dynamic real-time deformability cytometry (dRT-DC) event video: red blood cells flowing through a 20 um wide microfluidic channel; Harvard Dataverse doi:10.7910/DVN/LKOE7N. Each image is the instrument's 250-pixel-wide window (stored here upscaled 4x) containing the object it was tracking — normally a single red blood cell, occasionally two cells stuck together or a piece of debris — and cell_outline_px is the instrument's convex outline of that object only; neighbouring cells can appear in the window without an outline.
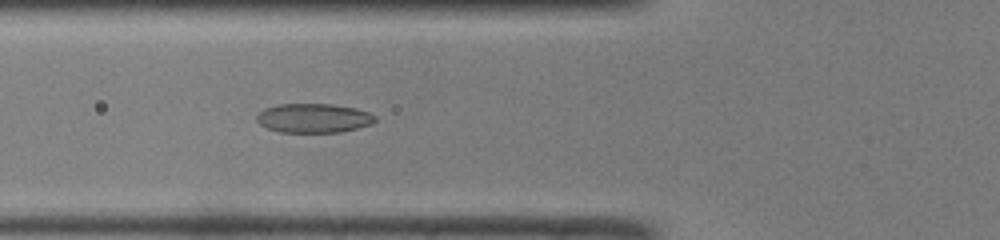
{"species": "common noctule bat (a hibernating species)", "species_latin": "Nyctalus noctula", "temperature_condition": "room temperature", "stored_images_in_passage": 40, "camera_frame_rate_fps": 3000, "um_per_image_px": 0.085, "animal": {"sex": "male", "body_mass_g": 19.0, "forearm_length_mm": 50.8}, "frame": {"image": 1, "passage_image": 9, "time_ms": 2.667, "image_size_px": [1000, 240], "cell_outline_px": [[376, 120], [372, 124], [340, 132], [280, 132], [268, 128], [260, 124], [256, 120], [256, 116], [264, 108], [276, 104], [332, 104], [356, 108], [368, 112], [376, 116]], "centroid_in_image_um": [26.65, 10.03], "position_along_channel_um": 99.1, "area_um2": 20.17}}
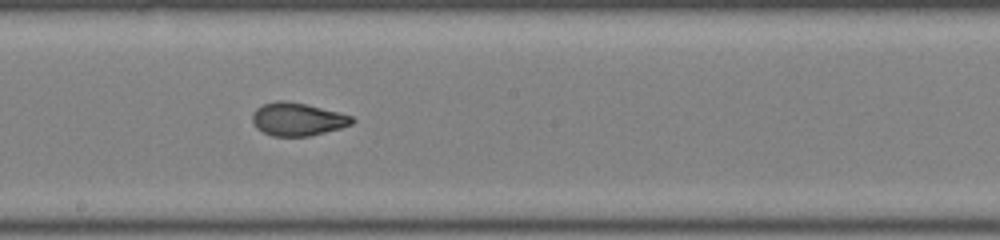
{"frame": {"image": 2, "passage_image": 18, "time_ms": 5.667, "image_size_px": [1000, 240], "cell_outline_px": [[356, 120], [352, 124], [340, 128], [308, 136], [272, 136], [256, 128], [252, 120], [252, 112], [256, 108], [264, 104], [276, 100], [284, 100], [304, 104], [352, 116]], "centroid_in_image_um": [25.25, 10.13], "position_along_channel_um": 222.9, "area_um2": 18.96}}
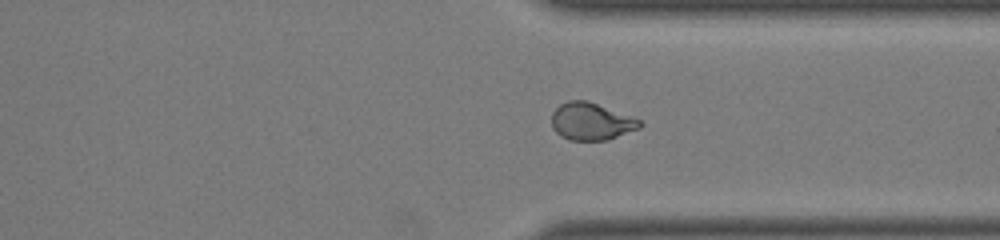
{"frame": {"image": 3, "passage_image": 28, "time_ms": 9.0, "image_size_px": [1000, 240], "cell_outline_px": [[644, 124], [640, 128], [608, 140], [568, 140], [560, 136], [552, 128], [552, 112], [560, 104], [568, 100], [584, 100], [596, 104], [640, 120]], "centroid_in_image_um": [50.22, 10.34], "position_along_channel_um": 361.2, "area_um2": 19.02}, "authors_computed_cell_mechanics": {"area_um2": 19.4786, "velocity_mm_per_s": 4.1306, "shape_relaxation_time_tau1_ms": null, "shape_relaxation_time_tau2_ms": 0.9802, "deformation_change_tau1": null, "deformation_change_tau2": 0.0565}}